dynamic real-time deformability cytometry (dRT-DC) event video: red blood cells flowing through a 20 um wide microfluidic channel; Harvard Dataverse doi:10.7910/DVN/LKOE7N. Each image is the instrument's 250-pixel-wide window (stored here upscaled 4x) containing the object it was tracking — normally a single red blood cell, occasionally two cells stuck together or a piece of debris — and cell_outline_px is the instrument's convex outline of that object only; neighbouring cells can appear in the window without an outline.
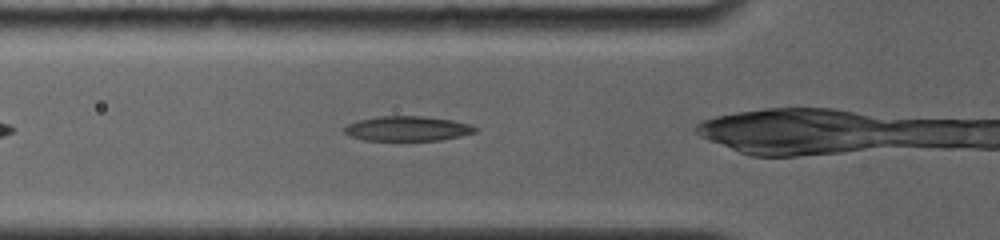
{"species": "common noctule bat (a hibernating species)", "species_latin": "Nyctalus noctula", "temperature_condition": "room temperature", "stored_images_in_passage": 13, "camera_frame_rate_fps": 4000, "um_per_image_px": 0.085, "animal": {"sex": "female", "body_mass_g": 19.0, "forearm_length_mm": 56.7}, "frame": {"image": 1, "passage_image": 3, "time_ms": 0.5, "image_size_px": [1000, 240], "cell_outline_px": [[480, 128], [476, 132], [460, 136], [440, 140], [364, 140], [352, 136], [344, 132], [344, 128], [348, 124], [356, 120], [376, 116], [424, 116], [452, 120], [468, 124]], "centroid_in_image_um": [34.64, 10.92], "position_along_channel_um": 91.2, "area_um2": 18.9}}